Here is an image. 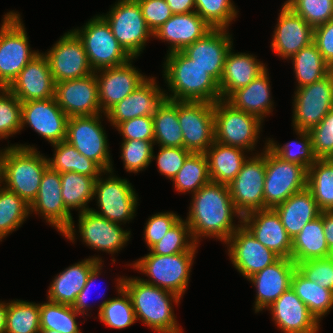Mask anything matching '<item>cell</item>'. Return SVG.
<instances>
[{
	"mask_svg": "<svg viewBox=\"0 0 333 333\" xmlns=\"http://www.w3.org/2000/svg\"><path fill=\"white\" fill-rule=\"evenodd\" d=\"M192 196L185 221L193 241L198 244L199 238L213 236L225 243L240 226L232 223L236 215L242 223V216L234 206L228 185L210 181Z\"/></svg>",
	"mask_w": 333,
	"mask_h": 333,
	"instance_id": "6da1fadb",
	"label": "cell"
},
{
	"mask_svg": "<svg viewBox=\"0 0 333 333\" xmlns=\"http://www.w3.org/2000/svg\"><path fill=\"white\" fill-rule=\"evenodd\" d=\"M164 76L168 89L166 98L174 101H204L215 103L221 100L218 82L195 64L182 51L167 53Z\"/></svg>",
	"mask_w": 333,
	"mask_h": 333,
	"instance_id": "7a4b0ae2",
	"label": "cell"
},
{
	"mask_svg": "<svg viewBox=\"0 0 333 333\" xmlns=\"http://www.w3.org/2000/svg\"><path fill=\"white\" fill-rule=\"evenodd\" d=\"M123 288L130 295L137 320L157 333H182L172 307V302L178 304L181 297L137 277L124 278Z\"/></svg>",
	"mask_w": 333,
	"mask_h": 333,
	"instance_id": "3957f363",
	"label": "cell"
},
{
	"mask_svg": "<svg viewBox=\"0 0 333 333\" xmlns=\"http://www.w3.org/2000/svg\"><path fill=\"white\" fill-rule=\"evenodd\" d=\"M48 167V158L40 155L34 147L10 145L4 160L6 186H3L30 205L37 197L41 178Z\"/></svg>",
	"mask_w": 333,
	"mask_h": 333,
	"instance_id": "277c9868",
	"label": "cell"
},
{
	"mask_svg": "<svg viewBox=\"0 0 333 333\" xmlns=\"http://www.w3.org/2000/svg\"><path fill=\"white\" fill-rule=\"evenodd\" d=\"M0 29V88H8L39 51H31L20 14L4 15Z\"/></svg>",
	"mask_w": 333,
	"mask_h": 333,
	"instance_id": "5b68a950",
	"label": "cell"
},
{
	"mask_svg": "<svg viewBox=\"0 0 333 333\" xmlns=\"http://www.w3.org/2000/svg\"><path fill=\"white\" fill-rule=\"evenodd\" d=\"M195 252L186 251L173 255H156L149 252L132 266L151 278L141 279L143 282L182 297L188 287Z\"/></svg>",
	"mask_w": 333,
	"mask_h": 333,
	"instance_id": "8992f818",
	"label": "cell"
},
{
	"mask_svg": "<svg viewBox=\"0 0 333 333\" xmlns=\"http://www.w3.org/2000/svg\"><path fill=\"white\" fill-rule=\"evenodd\" d=\"M81 40L93 71L125 64L132 57L114 37L101 16L90 19L82 29L72 30Z\"/></svg>",
	"mask_w": 333,
	"mask_h": 333,
	"instance_id": "52a82bcc",
	"label": "cell"
},
{
	"mask_svg": "<svg viewBox=\"0 0 333 333\" xmlns=\"http://www.w3.org/2000/svg\"><path fill=\"white\" fill-rule=\"evenodd\" d=\"M261 121L258 117L234 108L226 100L214 103L215 141L247 151L255 149Z\"/></svg>",
	"mask_w": 333,
	"mask_h": 333,
	"instance_id": "ba28073f",
	"label": "cell"
},
{
	"mask_svg": "<svg viewBox=\"0 0 333 333\" xmlns=\"http://www.w3.org/2000/svg\"><path fill=\"white\" fill-rule=\"evenodd\" d=\"M102 17L119 44L132 58H137L143 52L146 41L153 36L136 0H119Z\"/></svg>",
	"mask_w": 333,
	"mask_h": 333,
	"instance_id": "9c48e42d",
	"label": "cell"
},
{
	"mask_svg": "<svg viewBox=\"0 0 333 333\" xmlns=\"http://www.w3.org/2000/svg\"><path fill=\"white\" fill-rule=\"evenodd\" d=\"M265 144L264 202L265 208H274L307 187L308 170L299 164L282 160Z\"/></svg>",
	"mask_w": 333,
	"mask_h": 333,
	"instance_id": "30bf717a",
	"label": "cell"
},
{
	"mask_svg": "<svg viewBox=\"0 0 333 333\" xmlns=\"http://www.w3.org/2000/svg\"><path fill=\"white\" fill-rule=\"evenodd\" d=\"M294 95L293 127L310 131L333 109V70L322 79L297 88Z\"/></svg>",
	"mask_w": 333,
	"mask_h": 333,
	"instance_id": "8fae6325",
	"label": "cell"
},
{
	"mask_svg": "<svg viewBox=\"0 0 333 333\" xmlns=\"http://www.w3.org/2000/svg\"><path fill=\"white\" fill-rule=\"evenodd\" d=\"M177 115L183 148L191 153H205L215 142L214 103L177 101Z\"/></svg>",
	"mask_w": 333,
	"mask_h": 333,
	"instance_id": "7c38bea8",
	"label": "cell"
},
{
	"mask_svg": "<svg viewBox=\"0 0 333 333\" xmlns=\"http://www.w3.org/2000/svg\"><path fill=\"white\" fill-rule=\"evenodd\" d=\"M265 151L254 157H247L234 180L228 185L236 210L244 215L265 209L264 181L266 172Z\"/></svg>",
	"mask_w": 333,
	"mask_h": 333,
	"instance_id": "4fadbf2b",
	"label": "cell"
},
{
	"mask_svg": "<svg viewBox=\"0 0 333 333\" xmlns=\"http://www.w3.org/2000/svg\"><path fill=\"white\" fill-rule=\"evenodd\" d=\"M61 190V174L48 167L41 178L37 197L30 204V213L41 214L46 222L74 242V221L71 211L64 205Z\"/></svg>",
	"mask_w": 333,
	"mask_h": 333,
	"instance_id": "5bb4252c",
	"label": "cell"
},
{
	"mask_svg": "<svg viewBox=\"0 0 333 333\" xmlns=\"http://www.w3.org/2000/svg\"><path fill=\"white\" fill-rule=\"evenodd\" d=\"M100 118V114L69 117L65 141L106 172L110 171L113 165L109 155L107 135Z\"/></svg>",
	"mask_w": 333,
	"mask_h": 333,
	"instance_id": "9a60e30c",
	"label": "cell"
},
{
	"mask_svg": "<svg viewBox=\"0 0 333 333\" xmlns=\"http://www.w3.org/2000/svg\"><path fill=\"white\" fill-rule=\"evenodd\" d=\"M113 169L106 171L111 173L107 179L99 176L94 187V196H97V205L100 211L90 209L97 215L112 222L120 224L131 220L134 217L137 207V194L131 183L126 179L113 176Z\"/></svg>",
	"mask_w": 333,
	"mask_h": 333,
	"instance_id": "2e32d148",
	"label": "cell"
},
{
	"mask_svg": "<svg viewBox=\"0 0 333 333\" xmlns=\"http://www.w3.org/2000/svg\"><path fill=\"white\" fill-rule=\"evenodd\" d=\"M44 54L55 83L94 73L79 37L71 30Z\"/></svg>",
	"mask_w": 333,
	"mask_h": 333,
	"instance_id": "e0dca14e",
	"label": "cell"
},
{
	"mask_svg": "<svg viewBox=\"0 0 333 333\" xmlns=\"http://www.w3.org/2000/svg\"><path fill=\"white\" fill-rule=\"evenodd\" d=\"M225 244H229L228 255L232 264L247 279L280 258L259 242L242 223Z\"/></svg>",
	"mask_w": 333,
	"mask_h": 333,
	"instance_id": "ac0fdd59",
	"label": "cell"
},
{
	"mask_svg": "<svg viewBox=\"0 0 333 333\" xmlns=\"http://www.w3.org/2000/svg\"><path fill=\"white\" fill-rule=\"evenodd\" d=\"M55 99L68 117L102 113L95 72L82 78L55 83Z\"/></svg>",
	"mask_w": 333,
	"mask_h": 333,
	"instance_id": "d6986e66",
	"label": "cell"
},
{
	"mask_svg": "<svg viewBox=\"0 0 333 333\" xmlns=\"http://www.w3.org/2000/svg\"><path fill=\"white\" fill-rule=\"evenodd\" d=\"M22 104V128L29 124L41 137L51 144L66 139L68 116L59 107L55 97L45 100H31Z\"/></svg>",
	"mask_w": 333,
	"mask_h": 333,
	"instance_id": "ffe728a7",
	"label": "cell"
},
{
	"mask_svg": "<svg viewBox=\"0 0 333 333\" xmlns=\"http://www.w3.org/2000/svg\"><path fill=\"white\" fill-rule=\"evenodd\" d=\"M133 59L119 66L95 71L100 108L104 115L147 79L132 66ZM97 72L101 73L97 75Z\"/></svg>",
	"mask_w": 333,
	"mask_h": 333,
	"instance_id": "44dd1931",
	"label": "cell"
},
{
	"mask_svg": "<svg viewBox=\"0 0 333 333\" xmlns=\"http://www.w3.org/2000/svg\"><path fill=\"white\" fill-rule=\"evenodd\" d=\"M242 224L265 247L280 258H290L292 239L282 225L280 216L274 208L252 211L242 217Z\"/></svg>",
	"mask_w": 333,
	"mask_h": 333,
	"instance_id": "7402d4cb",
	"label": "cell"
},
{
	"mask_svg": "<svg viewBox=\"0 0 333 333\" xmlns=\"http://www.w3.org/2000/svg\"><path fill=\"white\" fill-rule=\"evenodd\" d=\"M313 30L311 25L284 3L275 26L271 48L279 57L290 60L313 42Z\"/></svg>",
	"mask_w": 333,
	"mask_h": 333,
	"instance_id": "603a6c76",
	"label": "cell"
},
{
	"mask_svg": "<svg viewBox=\"0 0 333 333\" xmlns=\"http://www.w3.org/2000/svg\"><path fill=\"white\" fill-rule=\"evenodd\" d=\"M166 99V94L152 77L147 78L131 94L113 106L105 116L113 127L142 116H153Z\"/></svg>",
	"mask_w": 333,
	"mask_h": 333,
	"instance_id": "cb8c5ba5",
	"label": "cell"
},
{
	"mask_svg": "<svg viewBox=\"0 0 333 333\" xmlns=\"http://www.w3.org/2000/svg\"><path fill=\"white\" fill-rule=\"evenodd\" d=\"M8 89L21 102L55 97V82L46 56L43 53L36 55Z\"/></svg>",
	"mask_w": 333,
	"mask_h": 333,
	"instance_id": "d4e9b609",
	"label": "cell"
},
{
	"mask_svg": "<svg viewBox=\"0 0 333 333\" xmlns=\"http://www.w3.org/2000/svg\"><path fill=\"white\" fill-rule=\"evenodd\" d=\"M227 29H212L203 38L186 46L182 52L219 83L227 53L233 46Z\"/></svg>",
	"mask_w": 333,
	"mask_h": 333,
	"instance_id": "484cf974",
	"label": "cell"
},
{
	"mask_svg": "<svg viewBox=\"0 0 333 333\" xmlns=\"http://www.w3.org/2000/svg\"><path fill=\"white\" fill-rule=\"evenodd\" d=\"M79 232L83 242L96 250L117 253L129 241L130 231L91 210L79 212Z\"/></svg>",
	"mask_w": 333,
	"mask_h": 333,
	"instance_id": "4316f807",
	"label": "cell"
},
{
	"mask_svg": "<svg viewBox=\"0 0 333 333\" xmlns=\"http://www.w3.org/2000/svg\"><path fill=\"white\" fill-rule=\"evenodd\" d=\"M272 318L284 333H317L319 321L290 287L269 307Z\"/></svg>",
	"mask_w": 333,
	"mask_h": 333,
	"instance_id": "83f0119b",
	"label": "cell"
},
{
	"mask_svg": "<svg viewBox=\"0 0 333 333\" xmlns=\"http://www.w3.org/2000/svg\"><path fill=\"white\" fill-rule=\"evenodd\" d=\"M296 264L290 258H279L248 278L256 287L255 312H259L275 302L279 296L291 287V279Z\"/></svg>",
	"mask_w": 333,
	"mask_h": 333,
	"instance_id": "f1b7e54d",
	"label": "cell"
},
{
	"mask_svg": "<svg viewBox=\"0 0 333 333\" xmlns=\"http://www.w3.org/2000/svg\"><path fill=\"white\" fill-rule=\"evenodd\" d=\"M213 28L195 11L173 14L154 33L153 37L170 43L168 53L182 51L186 46L203 38Z\"/></svg>",
	"mask_w": 333,
	"mask_h": 333,
	"instance_id": "f546056e",
	"label": "cell"
},
{
	"mask_svg": "<svg viewBox=\"0 0 333 333\" xmlns=\"http://www.w3.org/2000/svg\"><path fill=\"white\" fill-rule=\"evenodd\" d=\"M229 49L222 77L218 83L221 99L226 100L234 91L249 85L267 68L253 55L236 53Z\"/></svg>",
	"mask_w": 333,
	"mask_h": 333,
	"instance_id": "4dcf8cb0",
	"label": "cell"
},
{
	"mask_svg": "<svg viewBox=\"0 0 333 333\" xmlns=\"http://www.w3.org/2000/svg\"><path fill=\"white\" fill-rule=\"evenodd\" d=\"M99 262H102V259L91 257L60 272L50 284L48 300L73 306L78 294L84 288L91 270Z\"/></svg>",
	"mask_w": 333,
	"mask_h": 333,
	"instance_id": "1f68e13d",
	"label": "cell"
},
{
	"mask_svg": "<svg viewBox=\"0 0 333 333\" xmlns=\"http://www.w3.org/2000/svg\"><path fill=\"white\" fill-rule=\"evenodd\" d=\"M280 216L288 236L293 239L303 227L321 214L312 192L305 189L292 194L286 201L274 207Z\"/></svg>",
	"mask_w": 333,
	"mask_h": 333,
	"instance_id": "d6a6232c",
	"label": "cell"
},
{
	"mask_svg": "<svg viewBox=\"0 0 333 333\" xmlns=\"http://www.w3.org/2000/svg\"><path fill=\"white\" fill-rule=\"evenodd\" d=\"M267 69L249 85L234 91L226 101L234 108L252 114L261 121L271 113L273 102L270 94V81Z\"/></svg>",
	"mask_w": 333,
	"mask_h": 333,
	"instance_id": "836d02e7",
	"label": "cell"
},
{
	"mask_svg": "<svg viewBox=\"0 0 333 333\" xmlns=\"http://www.w3.org/2000/svg\"><path fill=\"white\" fill-rule=\"evenodd\" d=\"M244 149L215 141L204 153L212 182L229 185L247 159Z\"/></svg>",
	"mask_w": 333,
	"mask_h": 333,
	"instance_id": "e575fe53",
	"label": "cell"
},
{
	"mask_svg": "<svg viewBox=\"0 0 333 333\" xmlns=\"http://www.w3.org/2000/svg\"><path fill=\"white\" fill-rule=\"evenodd\" d=\"M331 256L323 230V211L316 219L308 222L292 239L291 259L295 264L306 260Z\"/></svg>",
	"mask_w": 333,
	"mask_h": 333,
	"instance_id": "d590c367",
	"label": "cell"
},
{
	"mask_svg": "<svg viewBox=\"0 0 333 333\" xmlns=\"http://www.w3.org/2000/svg\"><path fill=\"white\" fill-rule=\"evenodd\" d=\"M55 148L53 159L48 158L49 167L59 172H77L97 179L105 171L93 160L80 154L73 145L67 141L52 144Z\"/></svg>",
	"mask_w": 333,
	"mask_h": 333,
	"instance_id": "8d00e7d4",
	"label": "cell"
},
{
	"mask_svg": "<svg viewBox=\"0 0 333 333\" xmlns=\"http://www.w3.org/2000/svg\"><path fill=\"white\" fill-rule=\"evenodd\" d=\"M291 288L319 322L333 308V291L309 280L297 268L291 279Z\"/></svg>",
	"mask_w": 333,
	"mask_h": 333,
	"instance_id": "74e56055",
	"label": "cell"
},
{
	"mask_svg": "<svg viewBox=\"0 0 333 333\" xmlns=\"http://www.w3.org/2000/svg\"><path fill=\"white\" fill-rule=\"evenodd\" d=\"M154 126V145L182 147L183 134L177 115V101L165 99L152 116Z\"/></svg>",
	"mask_w": 333,
	"mask_h": 333,
	"instance_id": "f35d334b",
	"label": "cell"
},
{
	"mask_svg": "<svg viewBox=\"0 0 333 333\" xmlns=\"http://www.w3.org/2000/svg\"><path fill=\"white\" fill-rule=\"evenodd\" d=\"M123 278L117 279V290L120 297L103 301L99 307V319L105 325L115 329H123L136 322L130 295L123 288Z\"/></svg>",
	"mask_w": 333,
	"mask_h": 333,
	"instance_id": "ab89813d",
	"label": "cell"
},
{
	"mask_svg": "<svg viewBox=\"0 0 333 333\" xmlns=\"http://www.w3.org/2000/svg\"><path fill=\"white\" fill-rule=\"evenodd\" d=\"M291 60H293L294 73L298 81L297 88L312 84L333 70L325 62L322 54L313 42L307 47L302 48L291 57Z\"/></svg>",
	"mask_w": 333,
	"mask_h": 333,
	"instance_id": "60d3db41",
	"label": "cell"
},
{
	"mask_svg": "<svg viewBox=\"0 0 333 333\" xmlns=\"http://www.w3.org/2000/svg\"><path fill=\"white\" fill-rule=\"evenodd\" d=\"M95 182V178L77 172L62 173L61 194L64 205L69 210H72V208L80 210V212L90 210L91 208H88L87 203L92 198L94 199Z\"/></svg>",
	"mask_w": 333,
	"mask_h": 333,
	"instance_id": "b9f144b4",
	"label": "cell"
},
{
	"mask_svg": "<svg viewBox=\"0 0 333 333\" xmlns=\"http://www.w3.org/2000/svg\"><path fill=\"white\" fill-rule=\"evenodd\" d=\"M307 188L321 211H333V163L317 159L308 168Z\"/></svg>",
	"mask_w": 333,
	"mask_h": 333,
	"instance_id": "7bdbcfd3",
	"label": "cell"
},
{
	"mask_svg": "<svg viewBox=\"0 0 333 333\" xmlns=\"http://www.w3.org/2000/svg\"><path fill=\"white\" fill-rule=\"evenodd\" d=\"M178 192L196 193L210 180L208 161L204 153H191L184 161L183 166L172 178Z\"/></svg>",
	"mask_w": 333,
	"mask_h": 333,
	"instance_id": "ee69618b",
	"label": "cell"
},
{
	"mask_svg": "<svg viewBox=\"0 0 333 333\" xmlns=\"http://www.w3.org/2000/svg\"><path fill=\"white\" fill-rule=\"evenodd\" d=\"M30 214V205L16 193L0 188V241L17 230Z\"/></svg>",
	"mask_w": 333,
	"mask_h": 333,
	"instance_id": "f6af8a7d",
	"label": "cell"
},
{
	"mask_svg": "<svg viewBox=\"0 0 333 333\" xmlns=\"http://www.w3.org/2000/svg\"><path fill=\"white\" fill-rule=\"evenodd\" d=\"M40 303L23 300L8 303L5 333H39Z\"/></svg>",
	"mask_w": 333,
	"mask_h": 333,
	"instance_id": "bcb514c9",
	"label": "cell"
},
{
	"mask_svg": "<svg viewBox=\"0 0 333 333\" xmlns=\"http://www.w3.org/2000/svg\"><path fill=\"white\" fill-rule=\"evenodd\" d=\"M81 315L72 306L50 300L40 304V328L62 333H81L76 317Z\"/></svg>",
	"mask_w": 333,
	"mask_h": 333,
	"instance_id": "7dc6e473",
	"label": "cell"
},
{
	"mask_svg": "<svg viewBox=\"0 0 333 333\" xmlns=\"http://www.w3.org/2000/svg\"><path fill=\"white\" fill-rule=\"evenodd\" d=\"M294 130L297 132V135L300 136L299 139L301 140H298L299 142L292 141L280 147V145H277L273 140H268L267 147L282 160L299 164L308 170L318 159L313 151L311 135L309 131L300 129ZM294 146L295 151L292 150Z\"/></svg>",
	"mask_w": 333,
	"mask_h": 333,
	"instance_id": "c3c4849f",
	"label": "cell"
},
{
	"mask_svg": "<svg viewBox=\"0 0 333 333\" xmlns=\"http://www.w3.org/2000/svg\"><path fill=\"white\" fill-rule=\"evenodd\" d=\"M197 246L198 244L193 241L189 225L181 218L149 250L156 255H173L186 251H196Z\"/></svg>",
	"mask_w": 333,
	"mask_h": 333,
	"instance_id": "681fc988",
	"label": "cell"
},
{
	"mask_svg": "<svg viewBox=\"0 0 333 333\" xmlns=\"http://www.w3.org/2000/svg\"><path fill=\"white\" fill-rule=\"evenodd\" d=\"M231 0H195V12L213 29H226L237 17Z\"/></svg>",
	"mask_w": 333,
	"mask_h": 333,
	"instance_id": "f907efd6",
	"label": "cell"
},
{
	"mask_svg": "<svg viewBox=\"0 0 333 333\" xmlns=\"http://www.w3.org/2000/svg\"><path fill=\"white\" fill-rule=\"evenodd\" d=\"M21 119V101L8 88H0V139L20 132Z\"/></svg>",
	"mask_w": 333,
	"mask_h": 333,
	"instance_id": "816d5d0a",
	"label": "cell"
},
{
	"mask_svg": "<svg viewBox=\"0 0 333 333\" xmlns=\"http://www.w3.org/2000/svg\"><path fill=\"white\" fill-rule=\"evenodd\" d=\"M284 3L313 28L333 19V0H287Z\"/></svg>",
	"mask_w": 333,
	"mask_h": 333,
	"instance_id": "f5cc1de1",
	"label": "cell"
},
{
	"mask_svg": "<svg viewBox=\"0 0 333 333\" xmlns=\"http://www.w3.org/2000/svg\"><path fill=\"white\" fill-rule=\"evenodd\" d=\"M121 158L127 172L137 173L152 161L154 141L123 140Z\"/></svg>",
	"mask_w": 333,
	"mask_h": 333,
	"instance_id": "db71d44e",
	"label": "cell"
},
{
	"mask_svg": "<svg viewBox=\"0 0 333 333\" xmlns=\"http://www.w3.org/2000/svg\"><path fill=\"white\" fill-rule=\"evenodd\" d=\"M309 280L333 291V259L331 257L306 260L296 264Z\"/></svg>",
	"mask_w": 333,
	"mask_h": 333,
	"instance_id": "11a10c76",
	"label": "cell"
},
{
	"mask_svg": "<svg viewBox=\"0 0 333 333\" xmlns=\"http://www.w3.org/2000/svg\"><path fill=\"white\" fill-rule=\"evenodd\" d=\"M309 133L316 157L327 159L333 152V109Z\"/></svg>",
	"mask_w": 333,
	"mask_h": 333,
	"instance_id": "9f6ffc18",
	"label": "cell"
},
{
	"mask_svg": "<svg viewBox=\"0 0 333 333\" xmlns=\"http://www.w3.org/2000/svg\"><path fill=\"white\" fill-rule=\"evenodd\" d=\"M159 149L158 155H152V159H157V165L161 175H165L172 180L191 152L182 147L160 146Z\"/></svg>",
	"mask_w": 333,
	"mask_h": 333,
	"instance_id": "6f0895ef",
	"label": "cell"
},
{
	"mask_svg": "<svg viewBox=\"0 0 333 333\" xmlns=\"http://www.w3.org/2000/svg\"><path fill=\"white\" fill-rule=\"evenodd\" d=\"M181 219L175 213H156L152 215L144 229V239L150 249L155 243L160 241L167 231Z\"/></svg>",
	"mask_w": 333,
	"mask_h": 333,
	"instance_id": "680465c9",
	"label": "cell"
},
{
	"mask_svg": "<svg viewBox=\"0 0 333 333\" xmlns=\"http://www.w3.org/2000/svg\"><path fill=\"white\" fill-rule=\"evenodd\" d=\"M117 130L123 140L154 141V126L151 116H142L120 123Z\"/></svg>",
	"mask_w": 333,
	"mask_h": 333,
	"instance_id": "91938a15",
	"label": "cell"
},
{
	"mask_svg": "<svg viewBox=\"0 0 333 333\" xmlns=\"http://www.w3.org/2000/svg\"><path fill=\"white\" fill-rule=\"evenodd\" d=\"M141 8L142 15L148 28L154 33L172 15L166 0H136Z\"/></svg>",
	"mask_w": 333,
	"mask_h": 333,
	"instance_id": "94428289",
	"label": "cell"
},
{
	"mask_svg": "<svg viewBox=\"0 0 333 333\" xmlns=\"http://www.w3.org/2000/svg\"><path fill=\"white\" fill-rule=\"evenodd\" d=\"M313 43L325 62L333 69V19L314 28Z\"/></svg>",
	"mask_w": 333,
	"mask_h": 333,
	"instance_id": "6125c7cd",
	"label": "cell"
},
{
	"mask_svg": "<svg viewBox=\"0 0 333 333\" xmlns=\"http://www.w3.org/2000/svg\"><path fill=\"white\" fill-rule=\"evenodd\" d=\"M102 268V262H99L90 272L87 282L81 292L78 294L75 303L73 304V308L80 314H87L88 308L90 305L87 304L88 294L90 293V288L96 278L101 274L100 270ZM85 310L87 313H85Z\"/></svg>",
	"mask_w": 333,
	"mask_h": 333,
	"instance_id": "be15d7a7",
	"label": "cell"
},
{
	"mask_svg": "<svg viewBox=\"0 0 333 333\" xmlns=\"http://www.w3.org/2000/svg\"><path fill=\"white\" fill-rule=\"evenodd\" d=\"M166 2L173 14H184L195 11V0H166Z\"/></svg>",
	"mask_w": 333,
	"mask_h": 333,
	"instance_id": "e7e4bbea",
	"label": "cell"
},
{
	"mask_svg": "<svg viewBox=\"0 0 333 333\" xmlns=\"http://www.w3.org/2000/svg\"><path fill=\"white\" fill-rule=\"evenodd\" d=\"M323 230L329 250L333 251V211H323Z\"/></svg>",
	"mask_w": 333,
	"mask_h": 333,
	"instance_id": "03108f58",
	"label": "cell"
},
{
	"mask_svg": "<svg viewBox=\"0 0 333 333\" xmlns=\"http://www.w3.org/2000/svg\"><path fill=\"white\" fill-rule=\"evenodd\" d=\"M8 311V303L0 302V333L6 331V318Z\"/></svg>",
	"mask_w": 333,
	"mask_h": 333,
	"instance_id": "003e7915",
	"label": "cell"
},
{
	"mask_svg": "<svg viewBox=\"0 0 333 333\" xmlns=\"http://www.w3.org/2000/svg\"><path fill=\"white\" fill-rule=\"evenodd\" d=\"M9 148L10 147L5 148L3 152L2 150L0 151V188L1 184L4 183V160Z\"/></svg>",
	"mask_w": 333,
	"mask_h": 333,
	"instance_id": "a7ac6f4b",
	"label": "cell"
},
{
	"mask_svg": "<svg viewBox=\"0 0 333 333\" xmlns=\"http://www.w3.org/2000/svg\"><path fill=\"white\" fill-rule=\"evenodd\" d=\"M39 333H62V332H58V331H54V330H50V329H40Z\"/></svg>",
	"mask_w": 333,
	"mask_h": 333,
	"instance_id": "89a4df30",
	"label": "cell"
},
{
	"mask_svg": "<svg viewBox=\"0 0 333 333\" xmlns=\"http://www.w3.org/2000/svg\"><path fill=\"white\" fill-rule=\"evenodd\" d=\"M327 159L333 163V152L331 153V155Z\"/></svg>",
	"mask_w": 333,
	"mask_h": 333,
	"instance_id": "2644e50d",
	"label": "cell"
}]
</instances>
